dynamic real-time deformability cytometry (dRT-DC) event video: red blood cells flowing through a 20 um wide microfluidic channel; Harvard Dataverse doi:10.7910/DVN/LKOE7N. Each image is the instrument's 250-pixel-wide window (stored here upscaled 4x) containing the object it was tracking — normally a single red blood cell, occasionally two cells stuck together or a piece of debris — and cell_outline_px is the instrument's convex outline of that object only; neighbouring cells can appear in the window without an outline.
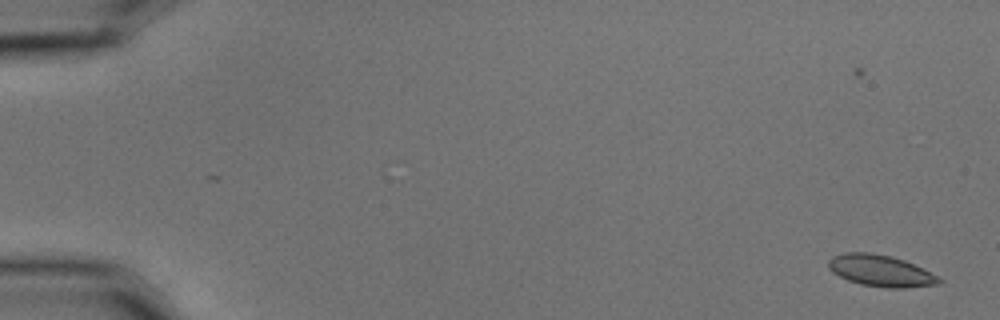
{"species": "common noctule bat (a hibernating species)", "species_latin": "Nyctalus noctula", "temperature_condition": "cold", "stored_images_in_passage": 6, "camera_frame_rate_fps": 3000, "um_per_image_px": 0.085, "animal": {"sex": "male", "body_mass_g": 15.6}, "frame": {"image": 1, "passage_image": 1, "time_ms": 0.0, "image_size_px": [1000, 320], "cell_outline_px": [[944, 280], [940, 284], [904, 288], [888, 288], [860, 284], [848, 280], [832, 272], [828, 268], [828, 260], [832, 256], [844, 252], [868, 252], [892, 256], [904, 260]], "centroid_in_image_um": [74.81, 23.01], "position_along_channel_um": 10.2, "area_um2": 20.23}}
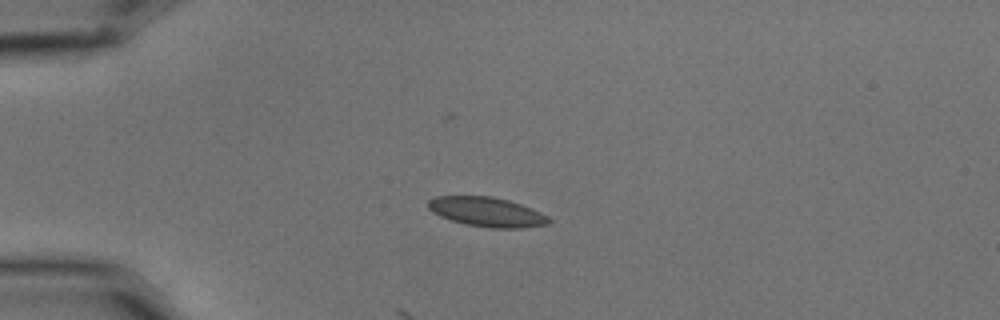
{"frame": {"image": 2, "passage_image": 4, "time_ms": 1.0, "image_size_px": [1000, 320], "cell_outline_px": [[552, 220], [548, 224], [520, 228], [492, 228], [464, 224], [440, 216], [432, 212], [428, 208], [428, 200], [436, 196], [492, 196], [508, 200], [532, 208], [548, 216]], "centroid_in_image_um": [41.38, 18.01], "position_along_channel_um": 43.6, "area_um2": 20.75}}
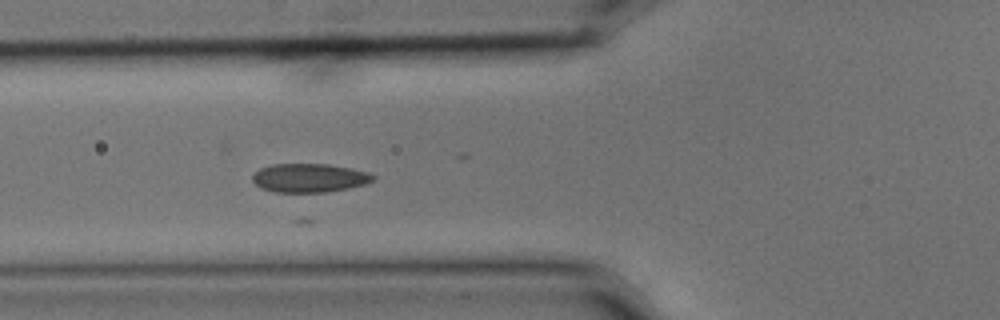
{"frame": {"image": 3, "passage_image": 6, "time_ms": 1.667, "image_size_px": [1000, 320], "cell_outline_px": [[376, 176], [372, 180], [364, 184], [348, 188], [328, 192], [272, 192], [260, 188], [252, 180], [252, 176], [260, 168], [272, 164], [328, 164], [352, 168], [368, 172]], "centroid_in_image_um": [26.28, 15.12], "position_along_channel_um": 99.5, "area_um2": 20.23}}